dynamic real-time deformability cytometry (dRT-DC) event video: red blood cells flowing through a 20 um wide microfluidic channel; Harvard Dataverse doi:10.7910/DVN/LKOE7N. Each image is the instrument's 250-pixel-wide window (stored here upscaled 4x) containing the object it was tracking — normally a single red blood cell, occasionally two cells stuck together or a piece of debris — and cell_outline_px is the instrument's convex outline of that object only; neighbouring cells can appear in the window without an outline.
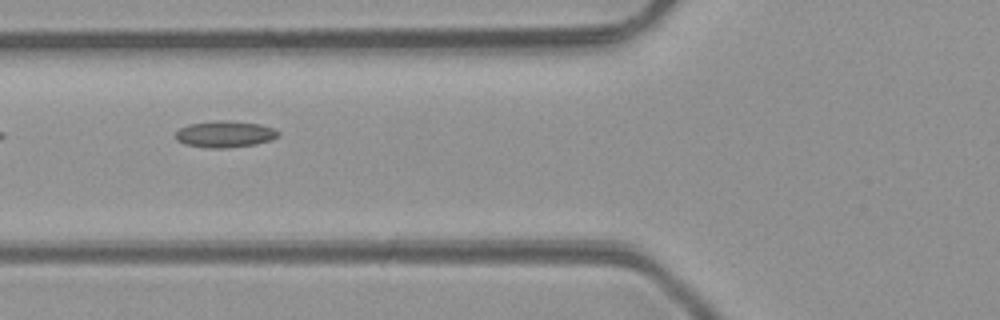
{"species": "common noctule bat (a hibernating species)", "species_latin": "Nyctalus noctula", "temperature_condition": "room temperature", "stored_images_in_passage": 2, "camera_frame_rate_fps": 3000, "um_per_image_px": 0.085, "animal": {"sex": "male", "body_mass_g": 23.1, "forearm_length_mm": 52.7}, "frame": {"image": 1, "passage_image": 2, "time_ms": 1.333, "image_size_px": [1000, 320], "cell_outline_px": [[280, 136], [272, 140], [256, 144], [224, 148], [208, 148], [184, 144], [176, 140], [176, 132], [180, 128], [188, 124], [220, 120], [228, 120], [260, 124], [272, 128], [280, 132]], "centroid_in_image_um": [19.13, 11.4], "position_along_channel_um": 106.7, "area_um2": 15.95}}